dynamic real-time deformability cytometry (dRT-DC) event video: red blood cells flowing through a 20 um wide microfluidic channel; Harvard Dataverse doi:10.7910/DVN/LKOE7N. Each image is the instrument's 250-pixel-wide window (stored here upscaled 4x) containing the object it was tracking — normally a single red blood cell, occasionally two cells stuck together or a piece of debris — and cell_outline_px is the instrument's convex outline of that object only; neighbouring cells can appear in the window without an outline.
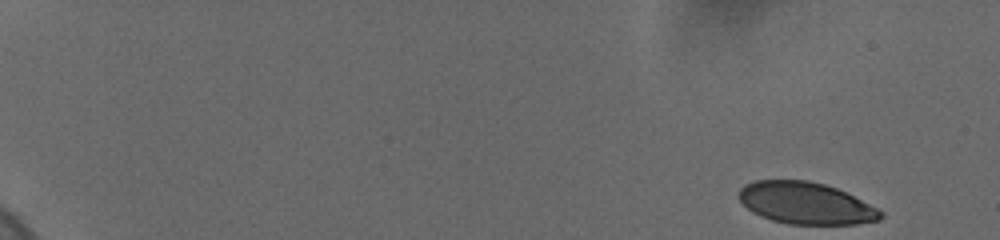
{"species": "human", "species_latin": "Homo sapiens", "temperature_condition": "cold", "stored_images_in_passage": 13, "camera_frame_rate_fps": 3000, "um_per_image_px": 0.085, "donor": {"sex": "female"}, "frame": {"image": 1, "passage_image": 1, "time_ms": 0.0, "image_size_px": [1000, 240], "cell_outline_px": [[884, 216], [880, 220], [856, 224], [788, 224], [772, 220], [760, 216], [752, 212], [740, 200], [740, 188], [744, 184], [756, 180], [808, 180], [824, 184], [836, 188], [884, 212]], "centroid_in_image_um": [68.48, 17.27], "position_along_channel_um": 16.5, "area_um2": 34.33}}
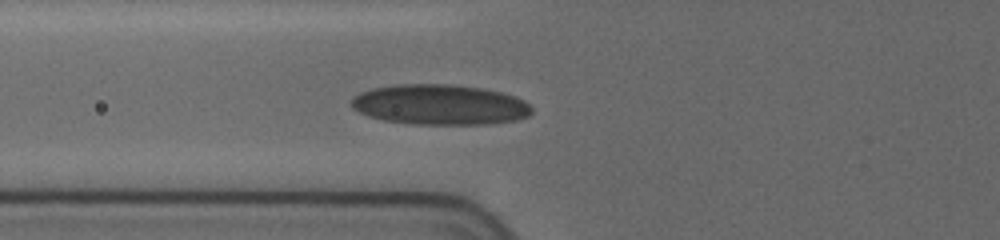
{"frame": {"image": 2, "passage_image": 11, "time_ms": 7.0, "image_size_px": [1000, 240], "cell_outline_px": [[532, 112], [528, 116], [516, 120], [488, 124], [412, 124], [384, 120], [368, 116], [352, 108], [352, 100], [360, 92], [372, 88], [396, 84], [452, 84], [480, 88], [500, 92], [524, 100], [532, 108]], "centroid_in_image_um": [37.38, 8.9], "position_along_channel_um": 88.4, "area_um2": 42.25}}
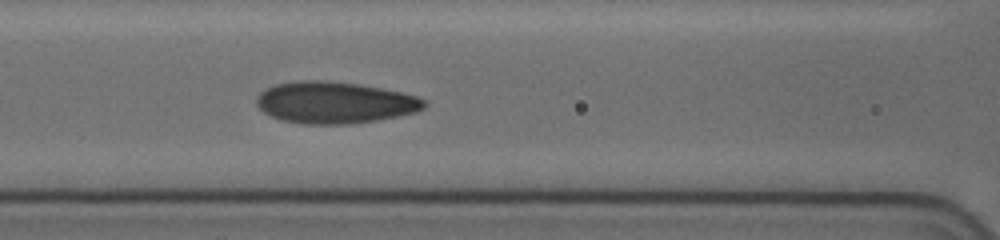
{"frame": {"image": 3, "passage_image": 13, "time_ms": 8.333, "image_size_px": [1000, 240], "cell_outline_px": [[428, 104], [424, 108], [416, 112], [356, 124], [304, 124], [280, 120], [264, 112], [256, 104], [256, 96], [264, 88], [276, 84], [300, 80], [324, 80], [360, 84], [400, 92], [416, 96], [424, 100]], "centroid_in_image_um": [28.42, 8.72], "position_along_channel_um": 138.2, "area_um2": 40.86}}